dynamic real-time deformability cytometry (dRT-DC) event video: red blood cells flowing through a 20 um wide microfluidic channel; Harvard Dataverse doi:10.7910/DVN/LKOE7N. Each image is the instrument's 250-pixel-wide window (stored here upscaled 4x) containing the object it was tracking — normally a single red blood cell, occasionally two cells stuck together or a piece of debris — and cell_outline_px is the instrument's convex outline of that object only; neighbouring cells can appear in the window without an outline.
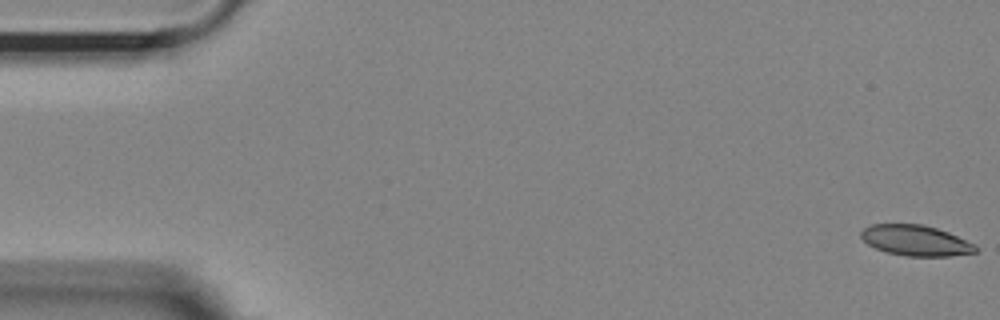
{"species": "Egyptian fruit bat (a non-hibernating species)", "species_latin": "Rousettus aegyptiacus", "temperature_condition": "room temperature", "stored_images_in_passage": 54, "camera_frame_rate_fps": 3000, "um_per_image_px": 0.085, "animal": {"sex": "female"}, "frame": {"image": 1, "passage_image": 1, "time_ms": 0.0, "image_size_px": [1000, 320], "cell_outline_px": [[980, 248], [976, 252], [952, 256], [908, 256], [888, 252], [876, 248], [868, 244], [860, 236], [860, 232], [864, 228], [872, 224], [924, 224], [948, 232], [976, 244]], "centroid_in_image_um": [77.87, 20.44], "position_along_channel_um": 7.1, "area_um2": 20.46}}
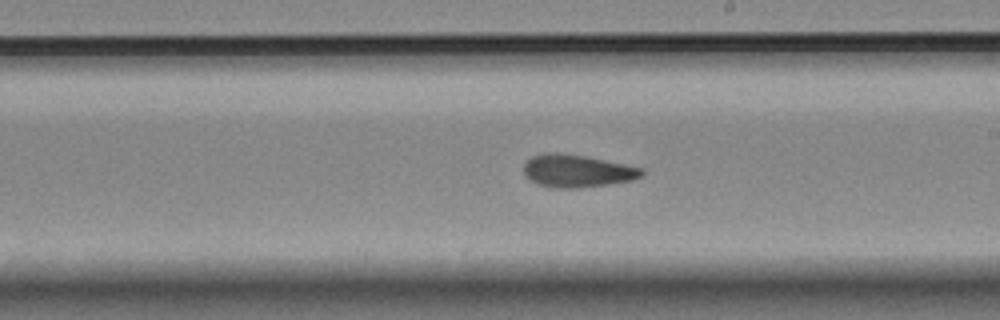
{"frame": {"image": 2, "passage_image": 31, "time_ms": 10.0, "image_size_px": [1000, 320], "cell_outline_px": [[644, 176], [632, 180], [608, 184], [580, 188], [556, 188], [540, 184], [524, 176], [524, 164], [532, 156], [544, 152], [556, 152], [584, 156], [644, 168]], "centroid_in_image_um": [49.06, 14.53], "position_along_channel_um": 239.9, "area_um2": 22.37}}
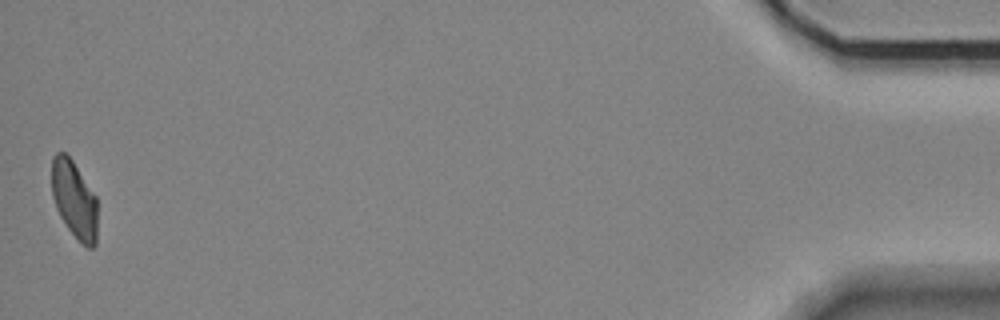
{"frame": {"image": 3, "passage_image": 54, "time_ms": 17.667, "image_size_px": [1000, 320], "cell_outline_px": [[96, 244], [92, 248], [88, 248], [68, 228], [60, 216], [56, 208], [52, 196], [52, 156], [56, 152], [64, 152], [72, 160], [96, 196]], "centroid_in_image_um": [6.3, 16.93], "position_along_channel_um": 428.9, "area_um2": 20.35}, "authors_computed_cell_mechanics": {"area_um2": 21.9929, "velocity_mm_per_s": 3.6742, "shape_relaxation_time_tau1_ms": 10.7037, "shape_relaxation_time_tau2_ms": 3.4177, "deformation_change_tau1": 0.1866, "deformation_change_tau2": 0.0894}}